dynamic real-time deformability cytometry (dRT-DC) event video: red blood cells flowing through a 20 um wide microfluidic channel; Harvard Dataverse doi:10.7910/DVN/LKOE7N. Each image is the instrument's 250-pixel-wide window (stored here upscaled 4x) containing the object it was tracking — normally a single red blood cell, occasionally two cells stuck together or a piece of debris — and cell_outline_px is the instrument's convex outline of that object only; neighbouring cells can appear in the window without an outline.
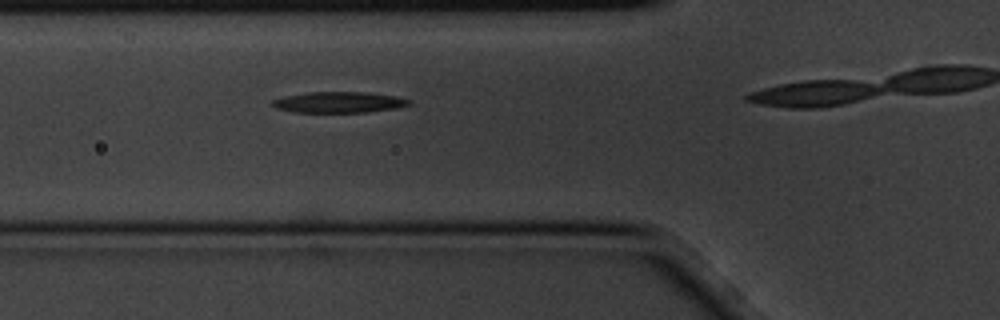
{"species": "common noctule bat (a hibernating species)", "species_latin": "Nyctalus noctula", "temperature_condition": "cold", "stored_images_in_passage": 6, "camera_frame_rate_fps": 3000, "um_per_image_px": 0.085, "animal": {"sex": "male", "body_mass_g": 20.1, "forearm_length_mm": 53.5}, "frame": {"image": 1, "passage_image": 3, "time_ms": 0.667, "image_size_px": [1000, 320], "cell_outline_px": [[412, 104], [396, 108], [368, 112], [296, 112], [276, 108], [272, 104], [272, 100], [284, 96], [308, 92], [364, 92], [396, 96], [412, 100]], "centroid_in_image_um": [28.84, 8.69], "position_along_channel_um": 97.0, "area_um2": 16.65}}
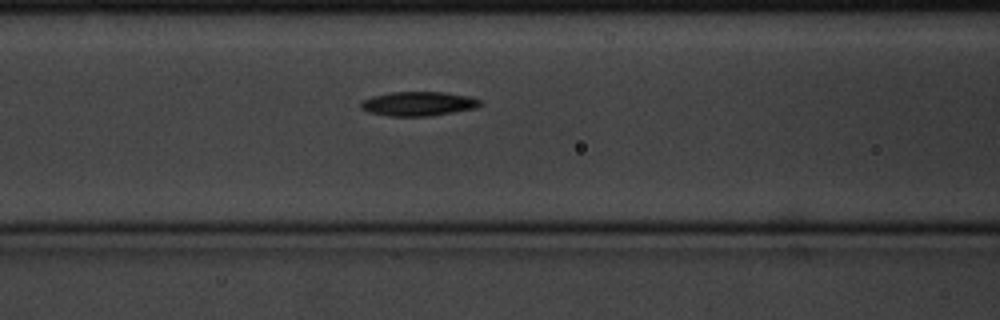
{"frame": {"image": 2, "passage_image": 6, "time_ms": 1.667, "image_size_px": [1000, 320], "cell_outline_px": [[484, 104], [476, 108], [428, 116], [388, 116], [368, 112], [360, 108], [360, 100], [372, 96], [388, 92], [444, 92], [468, 96], [484, 100]], "centroid_in_image_um": [35.55, 8.81], "position_along_channel_um": 131.0, "area_um2": 17.11}}